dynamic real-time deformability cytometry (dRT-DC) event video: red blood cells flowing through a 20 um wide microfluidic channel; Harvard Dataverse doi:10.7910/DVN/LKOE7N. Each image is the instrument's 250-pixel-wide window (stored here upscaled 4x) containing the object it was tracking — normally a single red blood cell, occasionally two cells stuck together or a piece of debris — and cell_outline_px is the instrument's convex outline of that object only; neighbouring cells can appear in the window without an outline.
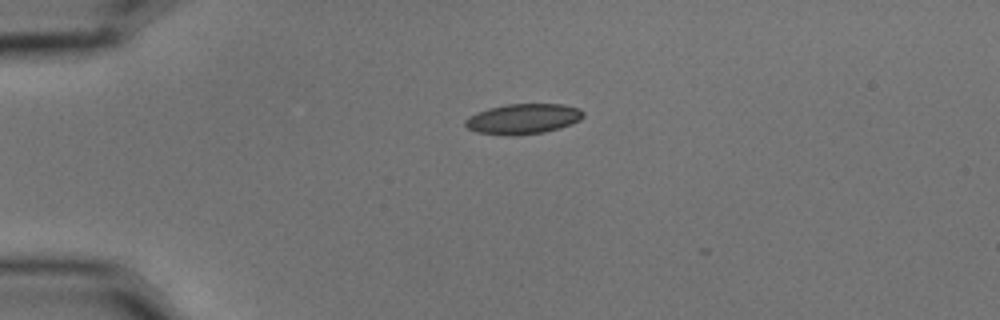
{"species": "common noctule bat (a hibernating species)", "species_latin": "Nyctalus noctula", "temperature_condition": "cold", "stored_images_in_passage": 8, "camera_frame_rate_fps": 3000, "um_per_image_px": 0.085, "animal": {"sex": "male", "body_mass_g": 15.6}, "frame": {"image": 1, "passage_image": 2, "time_ms": 0.333, "image_size_px": [1000, 320], "cell_outline_px": [[584, 116], [580, 120], [572, 124], [560, 128], [544, 132], [512, 136], [476, 132], [468, 128], [464, 124], [464, 120], [468, 116], [476, 112], [488, 108], [508, 104], [564, 104], [580, 108], [584, 112]], "centroid_in_image_um": [44.47, 10.1], "position_along_channel_um": 40.5, "area_um2": 21.04}}